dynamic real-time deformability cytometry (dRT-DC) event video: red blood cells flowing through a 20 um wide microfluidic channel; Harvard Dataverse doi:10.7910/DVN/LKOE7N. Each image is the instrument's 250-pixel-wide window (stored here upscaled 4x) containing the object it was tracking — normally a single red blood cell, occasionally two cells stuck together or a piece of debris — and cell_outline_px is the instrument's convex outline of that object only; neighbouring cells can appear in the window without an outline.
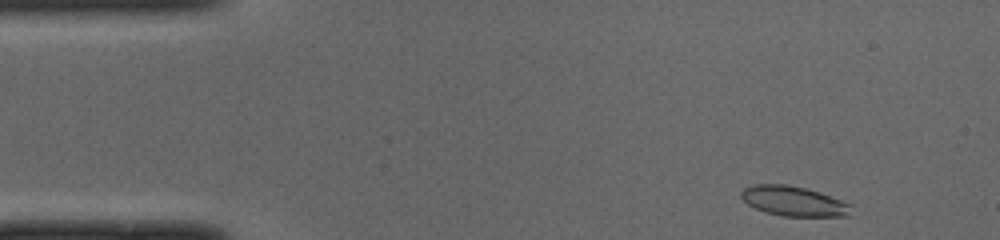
{"species": "common noctule bat (a hibernating species)", "species_latin": "Nyctalus noctula", "temperature_condition": "cold", "stored_images_in_passage": 46, "camera_frame_rate_fps": 3000, "um_per_image_px": 0.085, "animal": {"sex": "male", "body_mass_g": 19.0, "forearm_length_mm": 50.8}, "frame": {"image": 1, "passage_image": 1, "time_ms": 0.0, "image_size_px": [1000, 240], "cell_outline_px": [[852, 216], [780, 216], [764, 212], [748, 204], [740, 196], [740, 192], [744, 188], [752, 184], [784, 184], [804, 188], [820, 192], [852, 204]], "centroid_in_image_um": [67.48, 17.1], "position_along_channel_um": 17.5, "area_um2": 19.31}}
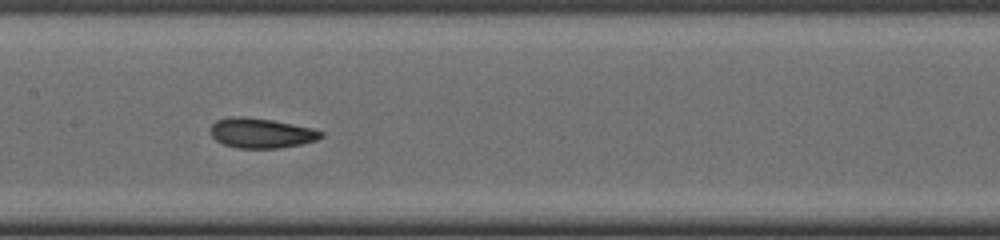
{"frame": {"image": 2, "passage_image": 20, "time_ms": 6.333, "image_size_px": [1000, 240], "cell_outline_px": [[324, 136], [316, 140], [300, 144], [280, 148], [236, 148], [224, 144], [216, 140], [208, 132], [212, 124], [216, 120], [232, 116], [240, 116], [272, 120], [312, 128], [324, 132]], "centroid_in_image_um": [22.17, 11.31], "position_along_channel_um": 185.2, "area_um2": 19.31}}
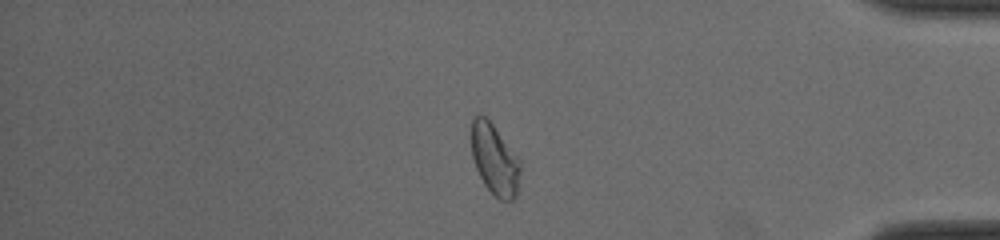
{"frame": {"image": 3, "passage_image": 38, "time_ms": 12.333, "image_size_px": [1000, 240], "cell_outline_px": [[520, 172], [516, 196], [512, 200], [500, 200], [484, 184], [476, 168], [472, 156], [472, 120], [476, 116], [484, 116], [492, 124], [520, 160]], "centroid_in_image_um": [42.05, 13.58], "position_along_channel_um": 393.1, "area_um2": 19.65}, "authors_computed_cell_mechanics": {"area_um2": 19.4786, "velocity_mm_per_s": 3.9876, "shape_relaxation_time_tau1_ms": 4.9816, "shape_relaxation_time_tau2_ms": 1.5503, "deformation_change_tau1": 0.1103, "deformation_change_tau2": 0.0592}}